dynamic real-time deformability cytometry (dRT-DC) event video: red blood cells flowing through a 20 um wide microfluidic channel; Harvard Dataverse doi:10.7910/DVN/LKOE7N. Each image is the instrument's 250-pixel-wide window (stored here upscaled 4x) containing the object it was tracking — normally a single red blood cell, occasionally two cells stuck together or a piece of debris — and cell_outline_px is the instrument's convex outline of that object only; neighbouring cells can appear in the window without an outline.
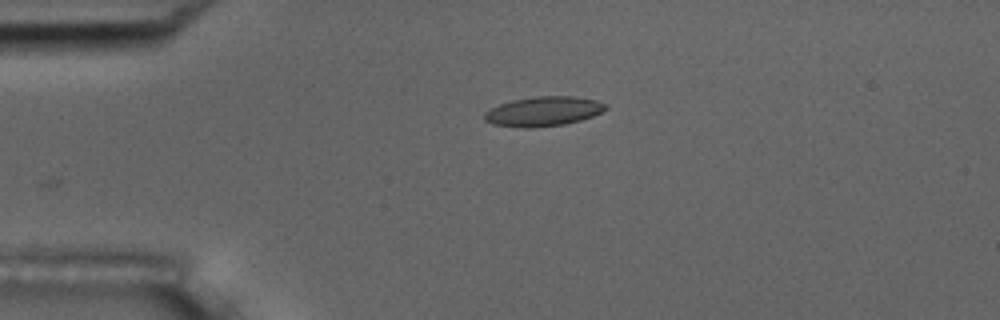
{"species": "common noctule bat (a hibernating species)", "species_latin": "Nyctalus noctula", "temperature_condition": "room temperature", "stored_images_in_passage": 28, "camera_frame_rate_fps": 3000, "um_per_image_px": 0.085, "animal": {"sex": "male", "body_mass_g": 17.5, "forearm_length_mm": 52.3}, "frame": {"image": 1, "passage_image": 1, "time_ms": 0.0, "image_size_px": [1000, 320], "cell_outline_px": [[608, 108], [592, 116], [580, 120], [564, 124], [532, 128], [524, 128], [492, 124], [484, 120], [484, 112], [500, 104], [512, 100], [536, 96], [572, 96], [596, 100], [608, 104]], "centroid_in_image_um": [46.18, 9.46], "position_along_channel_um": 38.8, "area_um2": 20.87}}
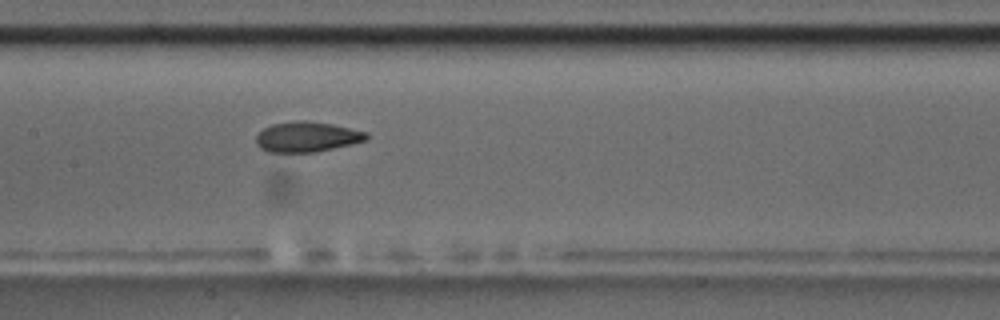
{"frame": {"image": 2, "passage_image": 15, "time_ms": 4.667, "image_size_px": [1000, 320], "cell_outline_px": [[368, 140], [352, 144], [316, 152], [268, 152], [260, 148], [256, 144], [256, 136], [264, 128], [272, 124], [296, 120], [304, 120], [332, 124], [368, 132]], "centroid_in_image_um": [26.1, 11.63], "position_along_channel_um": 181.3, "area_um2": 19.54}}